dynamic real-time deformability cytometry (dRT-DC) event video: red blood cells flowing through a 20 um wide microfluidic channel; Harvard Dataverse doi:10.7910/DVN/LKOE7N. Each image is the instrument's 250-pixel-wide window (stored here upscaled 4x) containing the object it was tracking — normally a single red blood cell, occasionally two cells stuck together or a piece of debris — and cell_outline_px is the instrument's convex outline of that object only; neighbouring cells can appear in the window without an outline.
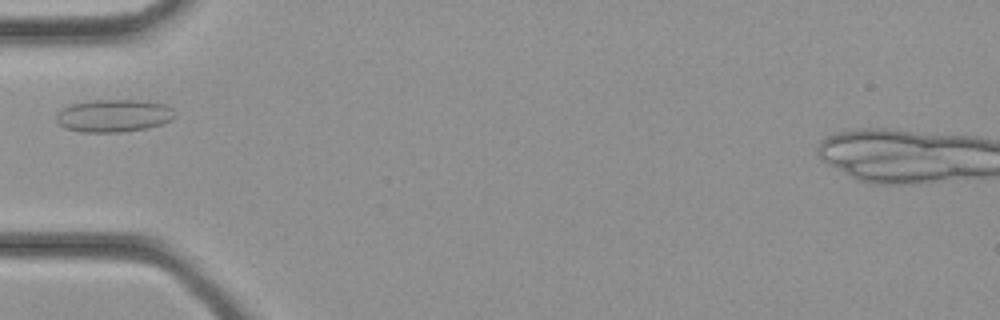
{"species": "common noctule bat (a hibernating species)", "species_latin": "Nyctalus noctula", "temperature_condition": "cold", "stored_images_in_passage": 24, "camera_frame_rate_fps": 3000, "um_per_image_px": 0.085, "animal": {"sex": "female", "body_mass_g": 21.9}, "frame": {"image": 1, "passage_image": 1, "time_ms": 0.0, "image_size_px": [1000, 320], "cell_outline_px": [[176, 116], [172, 120], [148, 128], [120, 132], [80, 132], [64, 128], [56, 124], [56, 112], [60, 108], [72, 104], [92, 100], [140, 100], [164, 104], [172, 108]], "centroid_in_image_um": [9.62, 9.84], "position_along_channel_um": 75.4, "area_um2": 22.83}}
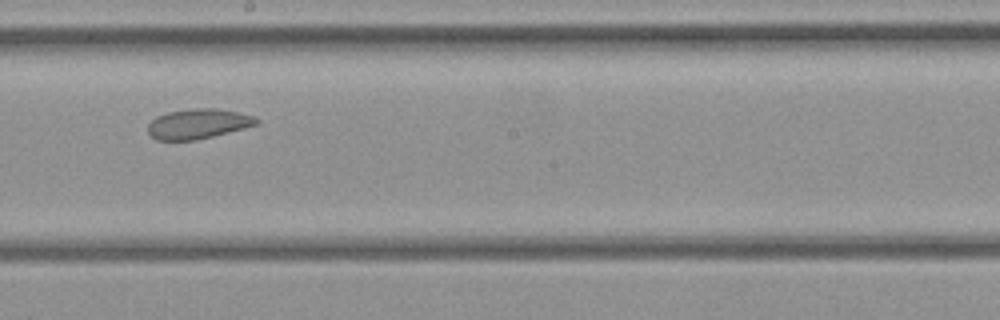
{"frame": {"image": 2, "passage_image": 9, "time_ms": 2.667, "image_size_px": [1000, 320], "cell_outline_px": [[260, 124], [196, 140], [156, 140], [148, 132], [148, 124], [156, 116], [168, 112], [196, 108], [216, 108], [256, 116], [260, 120]], "centroid_in_image_um": [16.86, 10.52], "position_along_channel_um": 231.3, "area_um2": 18.9}}
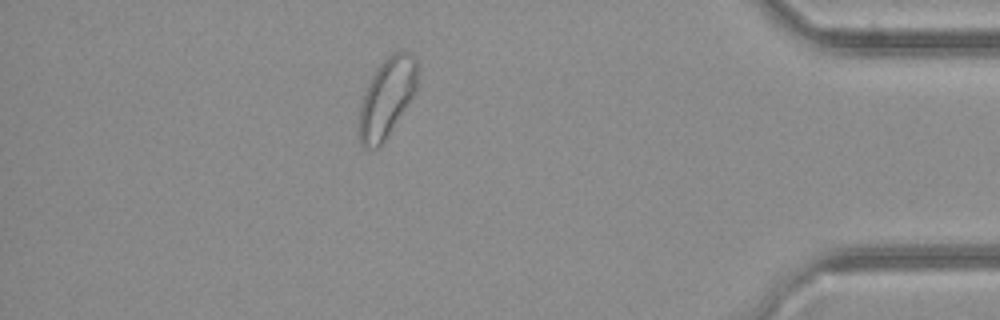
{"frame": {"image": 3, "passage_image": 20, "time_ms": 6.333, "image_size_px": [1000, 320], "cell_outline_px": [[416, 92], [380, 148], [368, 152], [360, 144], [360, 104], [364, 92], [372, 76], [380, 64], [392, 52], [408, 52], [416, 60]], "centroid_in_image_um": [32.86, 8.37], "position_along_channel_um": 402.3, "area_um2": 26.76}}